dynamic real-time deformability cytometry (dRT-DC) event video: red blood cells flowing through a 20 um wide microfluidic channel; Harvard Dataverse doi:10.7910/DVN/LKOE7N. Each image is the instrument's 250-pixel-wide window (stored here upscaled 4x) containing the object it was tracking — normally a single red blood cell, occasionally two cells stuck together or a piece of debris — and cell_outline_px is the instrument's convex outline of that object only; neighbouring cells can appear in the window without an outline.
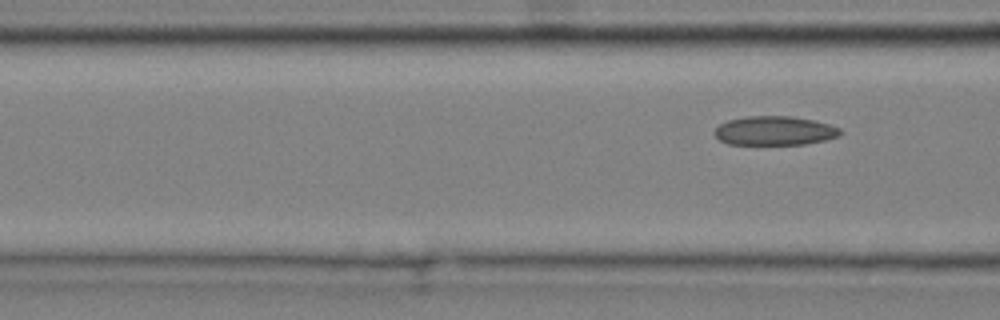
{"species": "common noctule bat (a hibernating species)", "species_latin": "Nyctalus noctula", "temperature_condition": "cold", "stored_images_in_passage": 5, "segment_of_instrument_passage": [2, 2], "camera_frame_rate_fps": 3000, "um_per_image_px": 0.085, "animal": {"sex": "male", "body_mass_g": 20.4}, "frame": {"image": 1, "passage_image": 5, "time_ms": 1.333, "image_size_px": [1000, 320], "cell_outline_px": [[844, 132], [840, 136], [824, 140], [804, 144], [728, 144], [720, 140], [712, 132], [720, 124], [728, 120], [748, 116], [792, 116], [812, 120], [828, 124], [840, 128]], "centroid_in_image_um": [65.85, 11.11], "position_along_channel_um": 100.8, "area_um2": 21.27}}